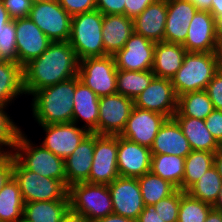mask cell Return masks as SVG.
<instances>
[{
    "instance_id": "cell-50",
    "label": "cell",
    "mask_w": 222,
    "mask_h": 222,
    "mask_svg": "<svg viewBox=\"0 0 222 222\" xmlns=\"http://www.w3.org/2000/svg\"><path fill=\"white\" fill-rule=\"evenodd\" d=\"M94 222H136V221L129 218H125L124 216L112 213L110 215H107L106 217L97 219Z\"/></svg>"
},
{
    "instance_id": "cell-48",
    "label": "cell",
    "mask_w": 222,
    "mask_h": 222,
    "mask_svg": "<svg viewBox=\"0 0 222 222\" xmlns=\"http://www.w3.org/2000/svg\"><path fill=\"white\" fill-rule=\"evenodd\" d=\"M136 222H165L155 211L154 205H145Z\"/></svg>"
},
{
    "instance_id": "cell-11",
    "label": "cell",
    "mask_w": 222,
    "mask_h": 222,
    "mask_svg": "<svg viewBox=\"0 0 222 222\" xmlns=\"http://www.w3.org/2000/svg\"><path fill=\"white\" fill-rule=\"evenodd\" d=\"M133 107L134 100L119 93L99 97L98 135H120Z\"/></svg>"
},
{
    "instance_id": "cell-57",
    "label": "cell",
    "mask_w": 222,
    "mask_h": 222,
    "mask_svg": "<svg viewBox=\"0 0 222 222\" xmlns=\"http://www.w3.org/2000/svg\"><path fill=\"white\" fill-rule=\"evenodd\" d=\"M216 36L218 40H222V15L215 19Z\"/></svg>"
},
{
    "instance_id": "cell-6",
    "label": "cell",
    "mask_w": 222,
    "mask_h": 222,
    "mask_svg": "<svg viewBox=\"0 0 222 222\" xmlns=\"http://www.w3.org/2000/svg\"><path fill=\"white\" fill-rule=\"evenodd\" d=\"M70 209L86 216L90 221L113 213L108 185L78 182L68 187Z\"/></svg>"
},
{
    "instance_id": "cell-33",
    "label": "cell",
    "mask_w": 222,
    "mask_h": 222,
    "mask_svg": "<svg viewBox=\"0 0 222 222\" xmlns=\"http://www.w3.org/2000/svg\"><path fill=\"white\" fill-rule=\"evenodd\" d=\"M214 157L213 152L193 150L185 157L184 177L181 184L183 192H186L214 165Z\"/></svg>"
},
{
    "instance_id": "cell-31",
    "label": "cell",
    "mask_w": 222,
    "mask_h": 222,
    "mask_svg": "<svg viewBox=\"0 0 222 222\" xmlns=\"http://www.w3.org/2000/svg\"><path fill=\"white\" fill-rule=\"evenodd\" d=\"M213 110V103L209 96L205 90H201L178 96L177 111L174 116L205 120Z\"/></svg>"
},
{
    "instance_id": "cell-42",
    "label": "cell",
    "mask_w": 222,
    "mask_h": 222,
    "mask_svg": "<svg viewBox=\"0 0 222 222\" xmlns=\"http://www.w3.org/2000/svg\"><path fill=\"white\" fill-rule=\"evenodd\" d=\"M57 1L71 16L96 9L95 0H57Z\"/></svg>"
},
{
    "instance_id": "cell-44",
    "label": "cell",
    "mask_w": 222,
    "mask_h": 222,
    "mask_svg": "<svg viewBox=\"0 0 222 222\" xmlns=\"http://www.w3.org/2000/svg\"><path fill=\"white\" fill-rule=\"evenodd\" d=\"M205 125L222 147V110L214 109L205 119Z\"/></svg>"
},
{
    "instance_id": "cell-28",
    "label": "cell",
    "mask_w": 222,
    "mask_h": 222,
    "mask_svg": "<svg viewBox=\"0 0 222 222\" xmlns=\"http://www.w3.org/2000/svg\"><path fill=\"white\" fill-rule=\"evenodd\" d=\"M20 94L25 95L23 67L3 61L0 63V105L7 107Z\"/></svg>"
},
{
    "instance_id": "cell-53",
    "label": "cell",
    "mask_w": 222,
    "mask_h": 222,
    "mask_svg": "<svg viewBox=\"0 0 222 222\" xmlns=\"http://www.w3.org/2000/svg\"><path fill=\"white\" fill-rule=\"evenodd\" d=\"M11 20L12 19L10 18L8 11L3 6L2 0H0V28Z\"/></svg>"
},
{
    "instance_id": "cell-30",
    "label": "cell",
    "mask_w": 222,
    "mask_h": 222,
    "mask_svg": "<svg viewBox=\"0 0 222 222\" xmlns=\"http://www.w3.org/2000/svg\"><path fill=\"white\" fill-rule=\"evenodd\" d=\"M184 165L185 157L170 154H152L150 171L181 190Z\"/></svg>"
},
{
    "instance_id": "cell-54",
    "label": "cell",
    "mask_w": 222,
    "mask_h": 222,
    "mask_svg": "<svg viewBox=\"0 0 222 222\" xmlns=\"http://www.w3.org/2000/svg\"><path fill=\"white\" fill-rule=\"evenodd\" d=\"M216 19L222 15V0H212V7L210 12Z\"/></svg>"
},
{
    "instance_id": "cell-22",
    "label": "cell",
    "mask_w": 222,
    "mask_h": 222,
    "mask_svg": "<svg viewBox=\"0 0 222 222\" xmlns=\"http://www.w3.org/2000/svg\"><path fill=\"white\" fill-rule=\"evenodd\" d=\"M166 17L167 0H157L133 19L134 32L152 42H162L164 41Z\"/></svg>"
},
{
    "instance_id": "cell-14",
    "label": "cell",
    "mask_w": 222,
    "mask_h": 222,
    "mask_svg": "<svg viewBox=\"0 0 222 222\" xmlns=\"http://www.w3.org/2000/svg\"><path fill=\"white\" fill-rule=\"evenodd\" d=\"M155 44L146 37L133 32L125 46L114 55L117 70H152Z\"/></svg>"
},
{
    "instance_id": "cell-35",
    "label": "cell",
    "mask_w": 222,
    "mask_h": 222,
    "mask_svg": "<svg viewBox=\"0 0 222 222\" xmlns=\"http://www.w3.org/2000/svg\"><path fill=\"white\" fill-rule=\"evenodd\" d=\"M145 205H154L172 195L178 188L151 171L137 178Z\"/></svg>"
},
{
    "instance_id": "cell-40",
    "label": "cell",
    "mask_w": 222,
    "mask_h": 222,
    "mask_svg": "<svg viewBox=\"0 0 222 222\" xmlns=\"http://www.w3.org/2000/svg\"><path fill=\"white\" fill-rule=\"evenodd\" d=\"M181 190L177 189L172 195L159 200L154 204L155 211L165 222H177Z\"/></svg>"
},
{
    "instance_id": "cell-32",
    "label": "cell",
    "mask_w": 222,
    "mask_h": 222,
    "mask_svg": "<svg viewBox=\"0 0 222 222\" xmlns=\"http://www.w3.org/2000/svg\"><path fill=\"white\" fill-rule=\"evenodd\" d=\"M24 201L17 181L12 177L0 190V222H16L23 216Z\"/></svg>"
},
{
    "instance_id": "cell-29",
    "label": "cell",
    "mask_w": 222,
    "mask_h": 222,
    "mask_svg": "<svg viewBox=\"0 0 222 222\" xmlns=\"http://www.w3.org/2000/svg\"><path fill=\"white\" fill-rule=\"evenodd\" d=\"M70 209L69 200L24 203L23 215L33 222H60Z\"/></svg>"
},
{
    "instance_id": "cell-8",
    "label": "cell",
    "mask_w": 222,
    "mask_h": 222,
    "mask_svg": "<svg viewBox=\"0 0 222 222\" xmlns=\"http://www.w3.org/2000/svg\"><path fill=\"white\" fill-rule=\"evenodd\" d=\"M77 76L98 97L117 93V68L113 55L80 60Z\"/></svg>"
},
{
    "instance_id": "cell-41",
    "label": "cell",
    "mask_w": 222,
    "mask_h": 222,
    "mask_svg": "<svg viewBox=\"0 0 222 222\" xmlns=\"http://www.w3.org/2000/svg\"><path fill=\"white\" fill-rule=\"evenodd\" d=\"M2 2L12 20L27 18L33 5L31 0H2Z\"/></svg>"
},
{
    "instance_id": "cell-56",
    "label": "cell",
    "mask_w": 222,
    "mask_h": 222,
    "mask_svg": "<svg viewBox=\"0 0 222 222\" xmlns=\"http://www.w3.org/2000/svg\"><path fill=\"white\" fill-rule=\"evenodd\" d=\"M214 165L216 166L222 179V147L215 153Z\"/></svg>"
},
{
    "instance_id": "cell-51",
    "label": "cell",
    "mask_w": 222,
    "mask_h": 222,
    "mask_svg": "<svg viewBox=\"0 0 222 222\" xmlns=\"http://www.w3.org/2000/svg\"><path fill=\"white\" fill-rule=\"evenodd\" d=\"M192 2L198 11L211 12L212 0H189Z\"/></svg>"
},
{
    "instance_id": "cell-43",
    "label": "cell",
    "mask_w": 222,
    "mask_h": 222,
    "mask_svg": "<svg viewBox=\"0 0 222 222\" xmlns=\"http://www.w3.org/2000/svg\"><path fill=\"white\" fill-rule=\"evenodd\" d=\"M214 109L222 110V72H217L205 89Z\"/></svg>"
},
{
    "instance_id": "cell-4",
    "label": "cell",
    "mask_w": 222,
    "mask_h": 222,
    "mask_svg": "<svg viewBox=\"0 0 222 222\" xmlns=\"http://www.w3.org/2000/svg\"><path fill=\"white\" fill-rule=\"evenodd\" d=\"M218 72L215 53L187 52L171 82L178 96L205 90Z\"/></svg>"
},
{
    "instance_id": "cell-38",
    "label": "cell",
    "mask_w": 222,
    "mask_h": 222,
    "mask_svg": "<svg viewBox=\"0 0 222 222\" xmlns=\"http://www.w3.org/2000/svg\"><path fill=\"white\" fill-rule=\"evenodd\" d=\"M5 110L7 107L0 105V153H12L22 130Z\"/></svg>"
},
{
    "instance_id": "cell-9",
    "label": "cell",
    "mask_w": 222,
    "mask_h": 222,
    "mask_svg": "<svg viewBox=\"0 0 222 222\" xmlns=\"http://www.w3.org/2000/svg\"><path fill=\"white\" fill-rule=\"evenodd\" d=\"M28 17L52 42L69 40L72 16L57 0L34 3Z\"/></svg>"
},
{
    "instance_id": "cell-34",
    "label": "cell",
    "mask_w": 222,
    "mask_h": 222,
    "mask_svg": "<svg viewBox=\"0 0 222 222\" xmlns=\"http://www.w3.org/2000/svg\"><path fill=\"white\" fill-rule=\"evenodd\" d=\"M155 77L152 70H117V93L135 100Z\"/></svg>"
},
{
    "instance_id": "cell-25",
    "label": "cell",
    "mask_w": 222,
    "mask_h": 222,
    "mask_svg": "<svg viewBox=\"0 0 222 222\" xmlns=\"http://www.w3.org/2000/svg\"><path fill=\"white\" fill-rule=\"evenodd\" d=\"M73 120L78 124L85 122L83 127L90 133L98 134L99 97L82 82L76 84L74 94Z\"/></svg>"
},
{
    "instance_id": "cell-46",
    "label": "cell",
    "mask_w": 222,
    "mask_h": 222,
    "mask_svg": "<svg viewBox=\"0 0 222 222\" xmlns=\"http://www.w3.org/2000/svg\"><path fill=\"white\" fill-rule=\"evenodd\" d=\"M13 177V154L0 153V190Z\"/></svg>"
},
{
    "instance_id": "cell-49",
    "label": "cell",
    "mask_w": 222,
    "mask_h": 222,
    "mask_svg": "<svg viewBox=\"0 0 222 222\" xmlns=\"http://www.w3.org/2000/svg\"><path fill=\"white\" fill-rule=\"evenodd\" d=\"M60 222H92L86 216L69 209Z\"/></svg>"
},
{
    "instance_id": "cell-60",
    "label": "cell",
    "mask_w": 222,
    "mask_h": 222,
    "mask_svg": "<svg viewBox=\"0 0 222 222\" xmlns=\"http://www.w3.org/2000/svg\"><path fill=\"white\" fill-rule=\"evenodd\" d=\"M32 3H38V2H46V1H51V0H31Z\"/></svg>"
},
{
    "instance_id": "cell-55",
    "label": "cell",
    "mask_w": 222,
    "mask_h": 222,
    "mask_svg": "<svg viewBox=\"0 0 222 222\" xmlns=\"http://www.w3.org/2000/svg\"><path fill=\"white\" fill-rule=\"evenodd\" d=\"M205 222H222V212L212 209L209 212Z\"/></svg>"
},
{
    "instance_id": "cell-13",
    "label": "cell",
    "mask_w": 222,
    "mask_h": 222,
    "mask_svg": "<svg viewBox=\"0 0 222 222\" xmlns=\"http://www.w3.org/2000/svg\"><path fill=\"white\" fill-rule=\"evenodd\" d=\"M113 213L137 221L145 207L137 178L118 177L108 185Z\"/></svg>"
},
{
    "instance_id": "cell-10",
    "label": "cell",
    "mask_w": 222,
    "mask_h": 222,
    "mask_svg": "<svg viewBox=\"0 0 222 222\" xmlns=\"http://www.w3.org/2000/svg\"><path fill=\"white\" fill-rule=\"evenodd\" d=\"M118 135L94 133V152L91 172L85 181L109 185L119 177L117 167Z\"/></svg>"
},
{
    "instance_id": "cell-59",
    "label": "cell",
    "mask_w": 222,
    "mask_h": 222,
    "mask_svg": "<svg viewBox=\"0 0 222 222\" xmlns=\"http://www.w3.org/2000/svg\"><path fill=\"white\" fill-rule=\"evenodd\" d=\"M16 222H33V221H31V220H28L24 215L20 218V219H18Z\"/></svg>"
},
{
    "instance_id": "cell-47",
    "label": "cell",
    "mask_w": 222,
    "mask_h": 222,
    "mask_svg": "<svg viewBox=\"0 0 222 222\" xmlns=\"http://www.w3.org/2000/svg\"><path fill=\"white\" fill-rule=\"evenodd\" d=\"M157 0H125L124 15L134 19Z\"/></svg>"
},
{
    "instance_id": "cell-15",
    "label": "cell",
    "mask_w": 222,
    "mask_h": 222,
    "mask_svg": "<svg viewBox=\"0 0 222 222\" xmlns=\"http://www.w3.org/2000/svg\"><path fill=\"white\" fill-rule=\"evenodd\" d=\"M178 97L171 79L154 77L149 86L134 100V106L173 118Z\"/></svg>"
},
{
    "instance_id": "cell-12",
    "label": "cell",
    "mask_w": 222,
    "mask_h": 222,
    "mask_svg": "<svg viewBox=\"0 0 222 222\" xmlns=\"http://www.w3.org/2000/svg\"><path fill=\"white\" fill-rule=\"evenodd\" d=\"M41 127L46 132L41 145L63 160L68 158L90 133L83 126L77 127L74 122L47 124Z\"/></svg>"
},
{
    "instance_id": "cell-20",
    "label": "cell",
    "mask_w": 222,
    "mask_h": 222,
    "mask_svg": "<svg viewBox=\"0 0 222 222\" xmlns=\"http://www.w3.org/2000/svg\"><path fill=\"white\" fill-rule=\"evenodd\" d=\"M197 11L189 0H167L164 42L183 45L189 24Z\"/></svg>"
},
{
    "instance_id": "cell-16",
    "label": "cell",
    "mask_w": 222,
    "mask_h": 222,
    "mask_svg": "<svg viewBox=\"0 0 222 222\" xmlns=\"http://www.w3.org/2000/svg\"><path fill=\"white\" fill-rule=\"evenodd\" d=\"M17 63L24 67L41 56L52 41L29 18L15 19Z\"/></svg>"
},
{
    "instance_id": "cell-7",
    "label": "cell",
    "mask_w": 222,
    "mask_h": 222,
    "mask_svg": "<svg viewBox=\"0 0 222 222\" xmlns=\"http://www.w3.org/2000/svg\"><path fill=\"white\" fill-rule=\"evenodd\" d=\"M13 178L19 185L24 203L69 200L68 187L62 181L27 170L14 156Z\"/></svg>"
},
{
    "instance_id": "cell-52",
    "label": "cell",
    "mask_w": 222,
    "mask_h": 222,
    "mask_svg": "<svg viewBox=\"0 0 222 222\" xmlns=\"http://www.w3.org/2000/svg\"><path fill=\"white\" fill-rule=\"evenodd\" d=\"M214 53L216 56L218 71L222 72V40H218Z\"/></svg>"
},
{
    "instance_id": "cell-17",
    "label": "cell",
    "mask_w": 222,
    "mask_h": 222,
    "mask_svg": "<svg viewBox=\"0 0 222 222\" xmlns=\"http://www.w3.org/2000/svg\"><path fill=\"white\" fill-rule=\"evenodd\" d=\"M166 119L167 117L161 113L134 106L124 130L119 136L150 148Z\"/></svg>"
},
{
    "instance_id": "cell-18",
    "label": "cell",
    "mask_w": 222,
    "mask_h": 222,
    "mask_svg": "<svg viewBox=\"0 0 222 222\" xmlns=\"http://www.w3.org/2000/svg\"><path fill=\"white\" fill-rule=\"evenodd\" d=\"M151 150L118 135L117 167L120 177L138 178L151 170Z\"/></svg>"
},
{
    "instance_id": "cell-1",
    "label": "cell",
    "mask_w": 222,
    "mask_h": 222,
    "mask_svg": "<svg viewBox=\"0 0 222 222\" xmlns=\"http://www.w3.org/2000/svg\"><path fill=\"white\" fill-rule=\"evenodd\" d=\"M79 59L68 41L52 42L38 58L23 67L25 95L78 75Z\"/></svg>"
},
{
    "instance_id": "cell-27",
    "label": "cell",
    "mask_w": 222,
    "mask_h": 222,
    "mask_svg": "<svg viewBox=\"0 0 222 222\" xmlns=\"http://www.w3.org/2000/svg\"><path fill=\"white\" fill-rule=\"evenodd\" d=\"M187 138L191 150L216 153L221 146L205 125V120L192 117L173 116Z\"/></svg>"
},
{
    "instance_id": "cell-5",
    "label": "cell",
    "mask_w": 222,
    "mask_h": 222,
    "mask_svg": "<svg viewBox=\"0 0 222 222\" xmlns=\"http://www.w3.org/2000/svg\"><path fill=\"white\" fill-rule=\"evenodd\" d=\"M13 156L27 169L44 177L62 181L67 186L65 160L44 148L38 147L21 132L12 152Z\"/></svg>"
},
{
    "instance_id": "cell-45",
    "label": "cell",
    "mask_w": 222,
    "mask_h": 222,
    "mask_svg": "<svg viewBox=\"0 0 222 222\" xmlns=\"http://www.w3.org/2000/svg\"><path fill=\"white\" fill-rule=\"evenodd\" d=\"M96 9L103 15H124L125 0H95Z\"/></svg>"
},
{
    "instance_id": "cell-58",
    "label": "cell",
    "mask_w": 222,
    "mask_h": 222,
    "mask_svg": "<svg viewBox=\"0 0 222 222\" xmlns=\"http://www.w3.org/2000/svg\"><path fill=\"white\" fill-rule=\"evenodd\" d=\"M213 209L222 212V186H221V189H220V193H219L218 199L215 202V204L213 205Z\"/></svg>"
},
{
    "instance_id": "cell-24",
    "label": "cell",
    "mask_w": 222,
    "mask_h": 222,
    "mask_svg": "<svg viewBox=\"0 0 222 222\" xmlns=\"http://www.w3.org/2000/svg\"><path fill=\"white\" fill-rule=\"evenodd\" d=\"M94 152V133H89L74 152L65 159L67 187L85 182L90 175Z\"/></svg>"
},
{
    "instance_id": "cell-26",
    "label": "cell",
    "mask_w": 222,
    "mask_h": 222,
    "mask_svg": "<svg viewBox=\"0 0 222 222\" xmlns=\"http://www.w3.org/2000/svg\"><path fill=\"white\" fill-rule=\"evenodd\" d=\"M187 51L181 44L158 42L155 44L152 72L155 77L172 79L182 67Z\"/></svg>"
},
{
    "instance_id": "cell-21",
    "label": "cell",
    "mask_w": 222,
    "mask_h": 222,
    "mask_svg": "<svg viewBox=\"0 0 222 222\" xmlns=\"http://www.w3.org/2000/svg\"><path fill=\"white\" fill-rule=\"evenodd\" d=\"M150 150L151 154H170L180 157H186L192 151L174 118H167L161 125Z\"/></svg>"
},
{
    "instance_id": "cell-39",
    "label": "cell",
    "mask_w": 222,
    "mask_h": 222,
    "mask_svg": "<svg viewBox=\"0 0 222 222\" xmlns=\"http://www.w3.org/2000/svg\"><path fill=\"white\" fill-rule=\"evenodd\" d=\"M0 58L17 63L15 19L0 28Z\"/></svg>"
},
{
    "instance_id": "cell-3",
    "label": "cell",
    "mask_w": 222,
    "mask_h": 222,
    "mask_svg": "<svg viewBox=\"0 0 222 222\" xmlns=\"http://www.w3.org/2000/svg\"><path fill=\"white\" fill-rule=\"evenodd\" d=\"M103 16L97 9L72 16L68 42L76 52L79 61L107 55L102 36Z\"/></svg>"
},
{
    "instance_id": "cell-23",
    "label": "cell",
    "mask_w": 222,
    "mask_h": 222,
    "mask_svg": "<svg viewBox=\"0 0 222 222\" xmlns=\"http://www.w3.org/2000/svg\"><path fill=\"white\" fill-rule=\"evenodd\" d=\"M134 32V21L126 15H104L102 36L104 51L107 55H115L124 46Z\"/></svg>"
},
{
    "instance_id": "cell-2",
    "label": "cell",
    "mask_w": 222,
    "mask_h": 222,
    "mask_svg": "<svg viewBox=\"0 0 222 222\" xmlns=\"http://www.w3.org/2000/svg\"><path fill=\"white\" fill-rule=\"evenodd\" d=\"M78 76L35 91L32 99V116L37 124L69 123L73 120L74 94Z\"/></svg>"
},
{
    "instance_id": "cell-36",
    "label": "cell",
    "mask_w": 222,
    "mask_h": 222,
    "mask_svg": "<svg viewBox=\"0 0 222 222\" xmlns=\"http://www.w3.org/2000/svg\"><path fill=\"white\" fill-rule=\"evenodd\" d=\"M221 186V176L216 166L213 165L186 192L192 197L213 206L218 199Z\"/></svg>"
},
{
    "instance_id": "cell-37",
    "label": "cell",
    "mask_w": 222,
    "mask_h": 222,
    "mask_svg": "<svg viewBox=\"0 0 222 222\" xmlns=\"http://www.w3.org/2000/svg\"><path fill=\"white\" fill-rule=\"evenodd\" d=\"M213 206L181 190L177 222H205Z\"/></svg>"
},
{
    "instance_id": "cell-19",
    "label": "cell",
    "mask_w": 222,
    "mask_h": 222,
    "mask_svg": "<svg viewBox=\"0 0 222 222\" xmlns=\"http://www.w3.org/2000/svg\"><path fill=\"white\" fill-rule=\"evenodd\" d=\"M217 42L214 16L208 11H197L182 46L187 52L214 53Z\"/></svg>"
}]
</instances>
